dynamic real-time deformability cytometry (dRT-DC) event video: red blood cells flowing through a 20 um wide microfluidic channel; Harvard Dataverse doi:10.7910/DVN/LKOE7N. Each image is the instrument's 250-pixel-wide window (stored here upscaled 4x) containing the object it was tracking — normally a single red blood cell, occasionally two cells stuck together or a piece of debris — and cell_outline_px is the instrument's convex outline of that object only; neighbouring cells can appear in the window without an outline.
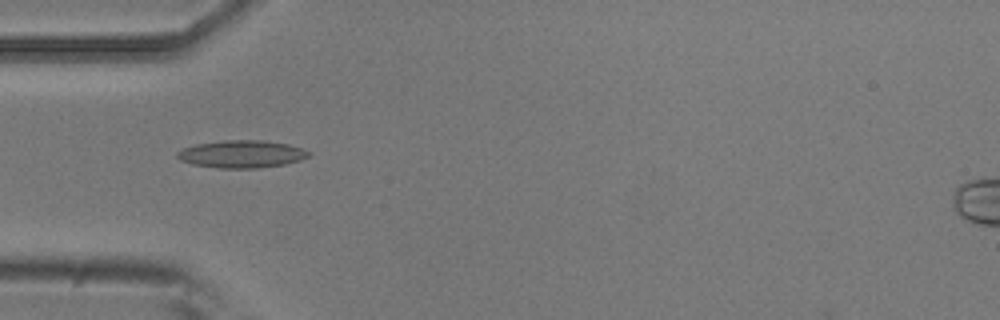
{"species": "common noctule bat (a hibernating species)", "species_latin": "Nyctalus noctula", "temperature_condition": "room temperature", "stored_images_in_passage": 6, "camera_frame_rate_fps": 3000, "um_per_image_px": 0.085, "animal": {"sex": "male", "body_mass_g": 20.5, "forearm_length_mm": 52.5}, "frame": {"image": 1, "passage_image": 3, "time_ms": 0.667, "image_size_px": [1000, 320], "cell_outline_px": [[312, 152], [308, 156], [300, 160], [284, 164], [256, 168], [220, 168], [192, 164], [180, 160], [176, 156], [176, 152], [184, 148], [196, 144], [224, 140], [264, 140], [288, 144]], "centroid_in_image_um": [20.53, 13.09], "position_along_channel_um": 64.5, "area_um2": 20.98}}
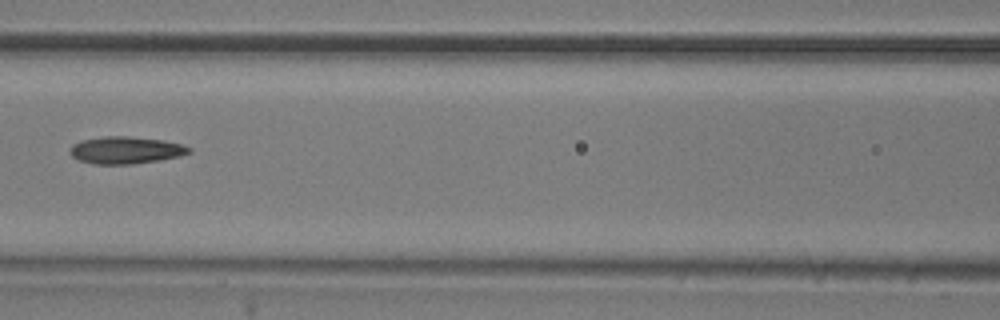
{"frame": {"image": 2, "passage_image": 5, "time_ms": 1.333, "image_size_px": [1000, 320], "cell_outline_px": [[192, 152], [180, 156], [160, 160], [132, 164], [92, 164], [80, 160], [72, 156], [72, 144], [80, 140], [104, 136], [128, 136], [164, 140], [180, 144], [192, 148]], "centroid_in_image_um": [10.72, 12.76], "position_along_channel_um": 155.9, "area_um2": 18.84}}
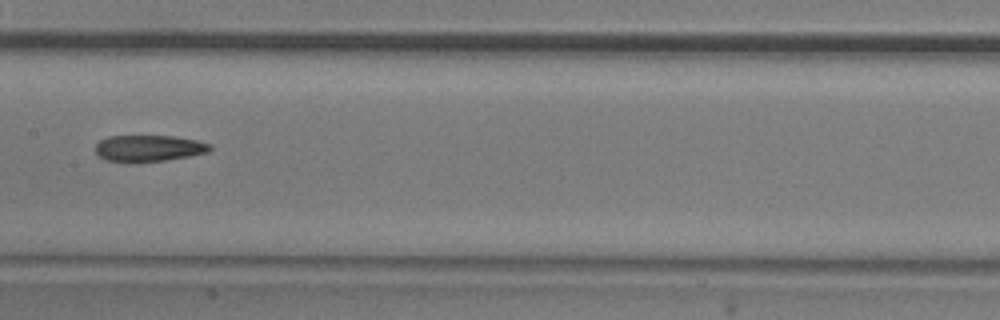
{"frame": {"image": 3, "passage_image": 6, "time_ms": 1.667, "image_size_px": [1000, 320], "cell_outline_px": [[212, 148], [208, 152], [188, 156], [164, 160], [132, 164], [104, 160], [96, 152], [96, 144], [100, 140], [108, 136], [172, 136], [196, 140], [212, 144]], "centroid_in_image_um": [12.61, 12.62], "position_along_channel_um": 194.8, "area_um2": 17.92}}